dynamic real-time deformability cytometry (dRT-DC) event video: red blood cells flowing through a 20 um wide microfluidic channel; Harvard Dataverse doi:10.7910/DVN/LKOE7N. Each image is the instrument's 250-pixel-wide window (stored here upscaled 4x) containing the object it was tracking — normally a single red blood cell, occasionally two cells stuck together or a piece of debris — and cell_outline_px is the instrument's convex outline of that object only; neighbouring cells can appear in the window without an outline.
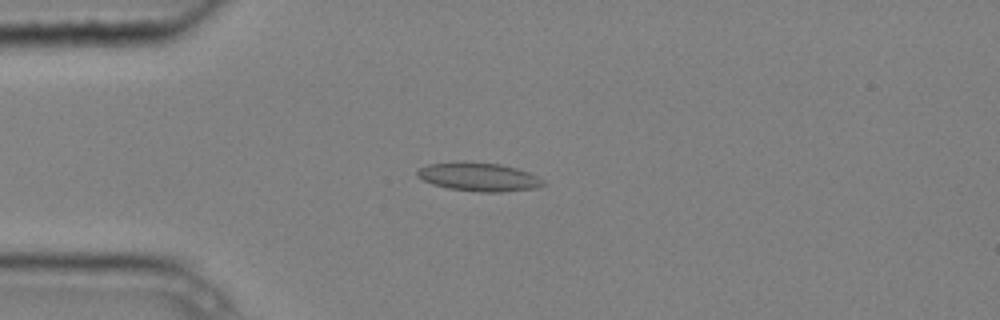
{"species": "common noctule bat (a hibernating species)", "species_latin": "Nyctalus noctula", "temperature_condition": "cold", "stored_images_in_passage": 6, "camera_frame_rate_fps": 3000, "um_per_image_px": 0.085, "animal": {"sex": "male", "body_mass_g": 20.4}, "frame": {"image": 1, "passage_image": 4, "time_ms": 1.0, "image_size_px": [1000, 320], "cell_outline_px": [[544, 184], [536, 188], [500, 192], [480, 192], [448, 188], [432, 184], [416, 176], [416, 172], [420, 168], [428, 164], [500, 164], [516, 168], [528, 172], [544, 180]], "centroid_in_image_um": [40.73, 15.08], "position_along_channel_um": 44.3, "area_um2": 20.06}}
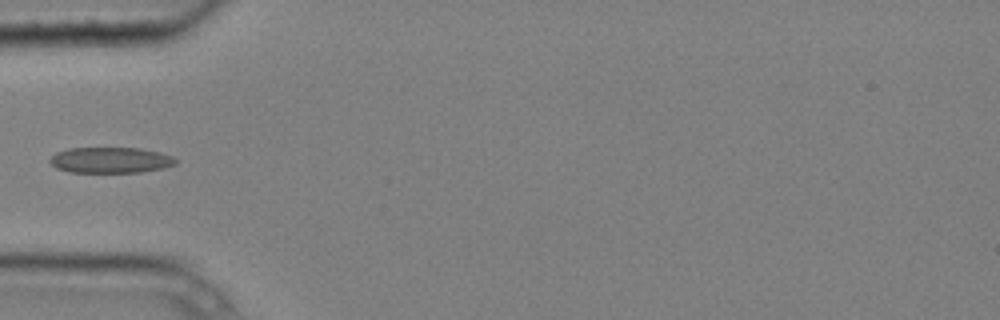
{"frame": {"image": 2, "passage_image": 5, "time_ms": 1.333, "image_size_px": [1000, 320], "cell_outline_px": [[176, 164], [164, 168], [140, 172], [68, 172], [56, 168], [48, 160], [56, 152], [68, 148], [140, 148], [160, 152], [172, 156], [176, 160]], "centroid_in_image_um": [9.39, 13.61], "position_along_channel_um": 75.6, "area_um2": 18.96}}
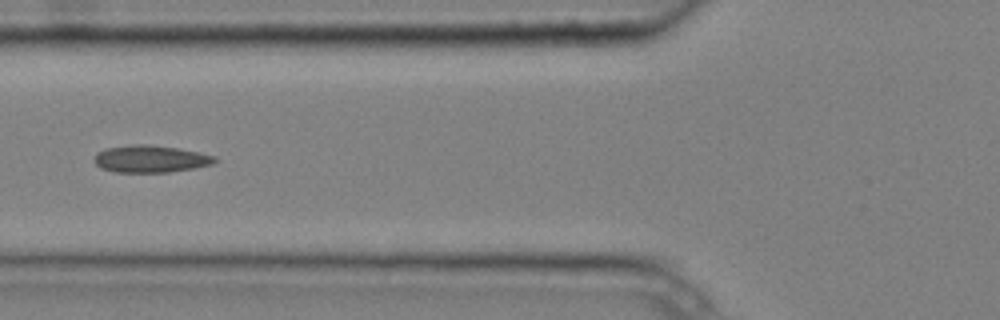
{"frame": {"image": 3, "passage_image": 6, "time_ms": 1.667, "image_size_px": [1000, 320], "cell_outline_px": [[216, 160], [212, 164], [192, 168], [168, 172], [112, 172], [100, 168], [96, 164], [96, 152], [108, 148], [136, 144], [144, 144], [180, 148], [216, 156]], "centroid_in_image_um": [12.79, 13.51], "position_along_channel_um": 113.0, "area_um2": 18.9}}